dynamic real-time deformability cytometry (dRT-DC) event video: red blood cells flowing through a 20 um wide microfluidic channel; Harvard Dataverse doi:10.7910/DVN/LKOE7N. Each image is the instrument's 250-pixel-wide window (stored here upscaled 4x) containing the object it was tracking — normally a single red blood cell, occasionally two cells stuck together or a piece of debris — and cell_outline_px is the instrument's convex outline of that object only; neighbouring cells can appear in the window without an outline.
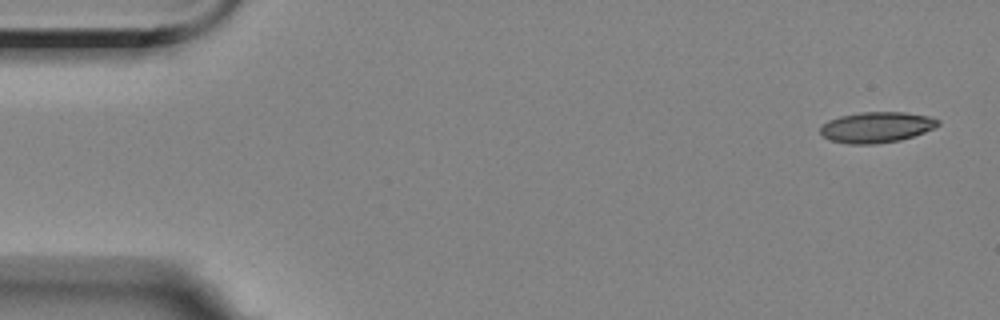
{"species": "Egyptian fruit bat (a non-hibernating species)", "species_latin": "Rousettus aegyptiacus", "temperature_condition": "room temperature", "stored_images_in_passage": 5, "segment_of_instrument_passage": [1, 2], "camera_frame_rate_fps": 3000, "um_per_image_px": 0.085, "animal": {"sex": "female"}, "frame": {"image": 1, "passage_image": 1, "time_ms": 0.0, "image_size_px": [1000, 320], "cell_outline_px": [[940, 124], [924, 132], [900, 140], [876, 144], [848, 144], [828, 140], [820, 132], [820, 128], [828, 120], [840, 116], [860, 112], [904, 112], [928, 116], [940, 120]], "centroid_in_image_um": [74.48, 10.82], "position_along_channel_um": 10.5, "area_um2": 21.04}}
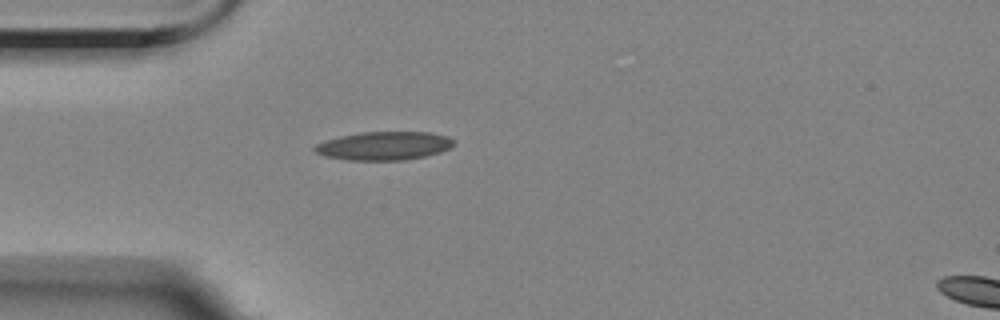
{"frame": {"image": 2, "passage_image": 4, "time_ms": 4.333, "image_size_px": [1000, 320], "cell_outline_px": [[456, 144], [452, 148], [440, 152], [424, 156], [404, 160], [344, 160], [324, 156], [316, 152], [312, 148], [316, 144], [340, 136], [360, 132], [428, 132], [448, 136], [456, 140]], "centroid_in_image_um": [32.68, 12.39], "position_along_channel_um": 52.3, "area_um2": 23.24}}